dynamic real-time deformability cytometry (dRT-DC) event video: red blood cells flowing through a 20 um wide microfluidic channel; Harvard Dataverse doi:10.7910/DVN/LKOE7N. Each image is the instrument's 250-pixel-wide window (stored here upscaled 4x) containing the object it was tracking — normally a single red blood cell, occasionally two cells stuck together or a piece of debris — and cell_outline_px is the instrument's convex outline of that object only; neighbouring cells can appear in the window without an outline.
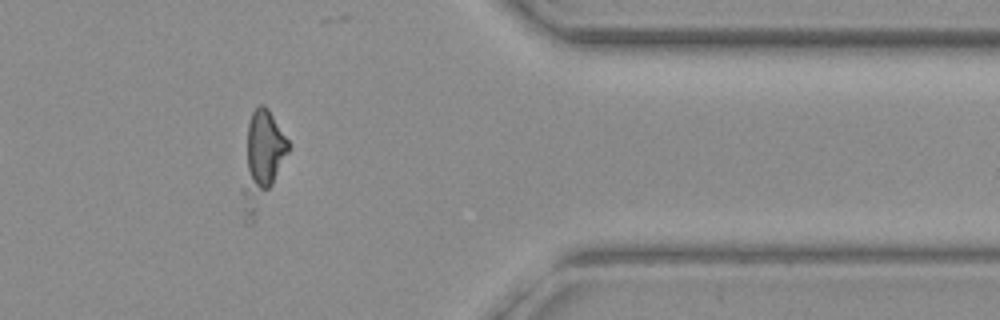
{"species": "common noctule bat (a hibernating species)", "species_latin": "Nyctalus noctula", "temperature_condition": "warm", "stored_images_in_passage": 60, "segment_of_instrument_passage": [1, 2], "camera_frame_rate_fps": 3000, "um_per_image_px": 0.085, "animal": {"sex": "female", "body_mass_g": 19.3, "forearm_length_mm": 54.1}, "frame": {"image": 1, "passage_image": 51, "time_ms": 16.667, "image_size_px": [1000, 320], "cell_outline_px": [[288, 152], [256, 220], [252, 224], [244, 224], [240, 192], [248, 124], [252, 112], [260, 104], [264, 104], [268, 108], [288, 140]], "centroid_in_image_um": [22.19, 13.7], "position_along_channel_um": 389.2, "area_um2": 25.61}}